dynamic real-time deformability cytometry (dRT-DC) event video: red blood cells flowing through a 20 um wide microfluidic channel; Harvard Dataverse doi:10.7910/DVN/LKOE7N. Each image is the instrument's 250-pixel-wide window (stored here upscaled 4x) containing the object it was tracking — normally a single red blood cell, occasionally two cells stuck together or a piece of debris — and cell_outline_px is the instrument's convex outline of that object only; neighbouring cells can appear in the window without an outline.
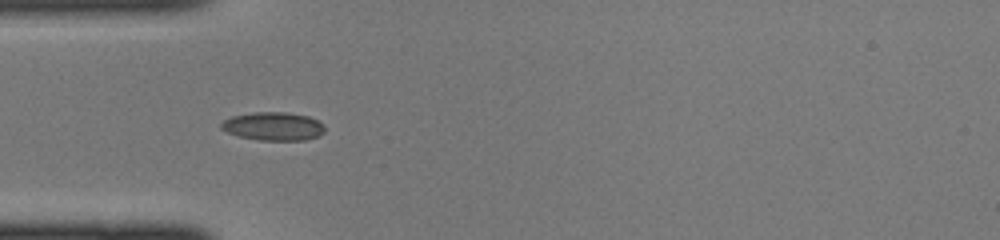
{"species": "common noctule bat (a hibernating species)", "species_latin": "Nyctalus noctula", "temperature_condition": "cold", "stored_images_in_passage": 36, "camera_frame_rate_fps": 3000, "um_per_image_px": 0.085, "animal": {"sex": "female", "body_mass_g": 22.0, "forearm_length_mm": 56.7}, "frame": {"image": 1, "passage_image": 5, "time_ms": 1.333, "image_size_px": [1000, 240], "cell_outline_px": [[324, 132], [320, 136], [304, 140], [260, 140], [240, 136], [228, 132], [220, 128], [220, 124], [224, 120], [232, 116], [252, 112], [284, 112], [308, 116], [324, 124]], "centroid_in_image_um": [23.24, 10.73], "position_along_channel_um": 61.8, "area_um2": 17.05}}
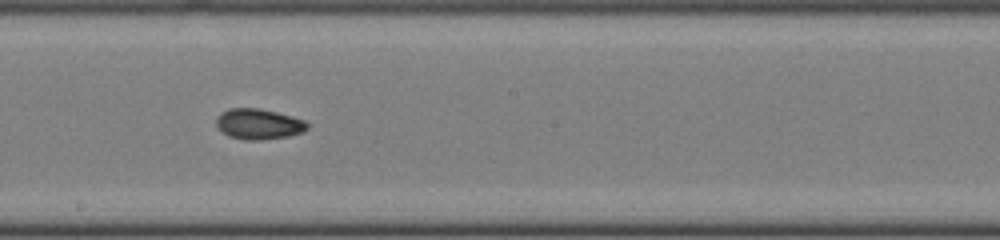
{"frame": {"image": 2, "passage_image": 16, "time_ms": 5.0, "image_size_px": [1000, 240], "cell_outline_px": [[308, 128], [304, 132], [288, 136], [260, 140], [244, 140], [228, 136], [216, 124], [216, 116], [220, 112], [228, 108], [260, 108], [292, 116], [304, 120], [308, 124]], "centroid_in_image_um": [21.98, 10.53], "position_along_channel_um": 226.2, "area_um2": 16.3}}
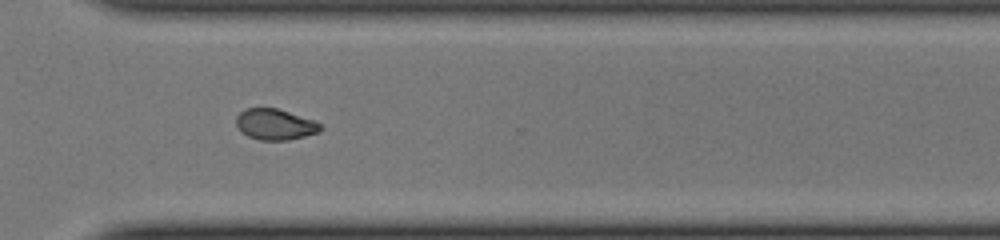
{"frame": {"image": 3, "passage_image": 24, "time_ms": 7.667, "image_size_px": [1000, 240], "cell_outline_px": [[324, 128], [320, 132], [288, 140], [260, 140], [248, 136], [236, 124], [236, 116], [244, 108], [276, 108], [312, 120], [320, 124]], "centroid_in_image_um": [23.38, 10.57], "position_along_channel_um": 347.2, "area_um2": 14.97}}